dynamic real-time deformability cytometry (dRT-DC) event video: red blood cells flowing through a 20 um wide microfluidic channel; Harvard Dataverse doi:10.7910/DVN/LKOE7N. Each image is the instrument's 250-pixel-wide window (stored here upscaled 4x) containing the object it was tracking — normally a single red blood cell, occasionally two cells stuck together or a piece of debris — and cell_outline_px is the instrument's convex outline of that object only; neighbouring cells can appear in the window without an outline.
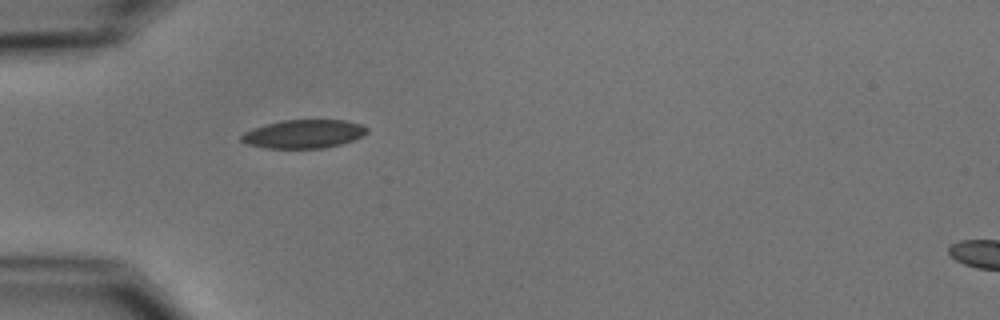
{"species": "common noctule bat (a hibernating species)", "species_latin": "Nyctalus noctula", "temperature_condition": "cold", "stored_images_in_passage": 2, "segment_of_instrument_passage": [1, 2], "camera_frame_rate_fps": 3000, "um_per_image_px": 0.085, "animal": {"sex": "male", "body_mass_g": 15.6}, "frame": {"image": 1, "passage_image": 1, "time_ms": 0.0, "image_size_px": [1000, 320], "cell_outline_px": [[368, 132], [364, 136], [340, 144], [324, 148], [264, 148], [248, 144], [240, 140], [240, 136], [244, 132], [252, 128], [264, 124], [280, 120], [344, 120], [360, 124], [368, 128]], "centroid_in_image_um": [25.79, 11.38], "position_along_channel_um": 59.2, "area_um2": 20.98}}